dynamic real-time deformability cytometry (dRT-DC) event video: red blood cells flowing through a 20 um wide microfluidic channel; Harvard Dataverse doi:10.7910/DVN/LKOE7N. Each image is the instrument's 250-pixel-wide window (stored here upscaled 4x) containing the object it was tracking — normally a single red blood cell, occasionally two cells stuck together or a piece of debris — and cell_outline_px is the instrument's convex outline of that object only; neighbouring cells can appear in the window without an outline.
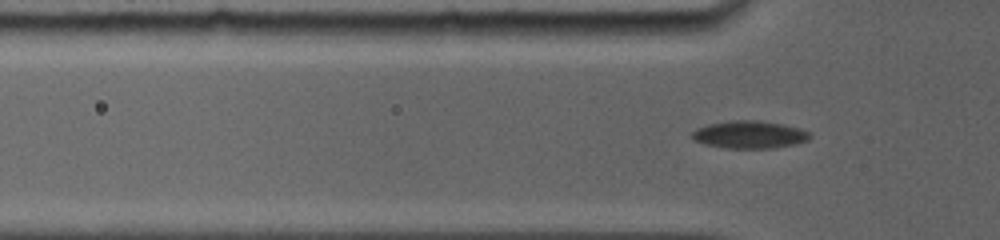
{"species": "common noctule bat (a hibernating species)", "species_latin": "Nyctalus noctula", "temperature_condition": "room temperature", "stored_images_in_passage": 69, "camera_frame_rate_fps": 5000, "um_per_image_px": 0.085, "animal": {"sex": "female", "body_mass_g": 19.0, "forearm_length_mm": 56.7}, "frame": {"image": 1, "passage_image": 16, "time_ms": 3.4, "image_size_px": [1000, 240], "cell_outline_px": [[812, 136], [808, 140], [792, 144], [768, 148], [728, 148], [704, 144], [692, 140], [692, 132], [696, 128], [708, 124], [732, 120], [760, 120], [784, 124], [800, 128], [808, 132]], "centroid_in_image_um": [63.68, 11.43], "position_along_channel_um": 62.1, "area_um2": 18.9}}
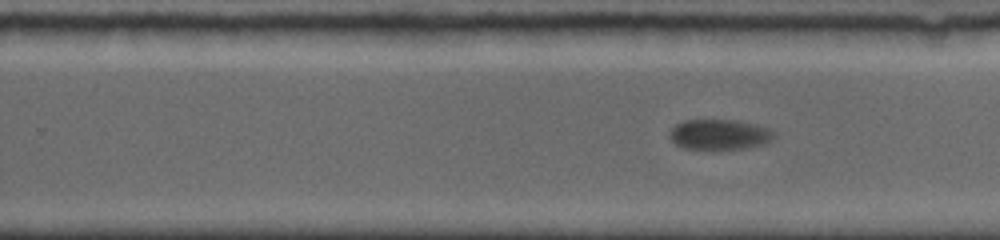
{"frame": {"image": 2, "passage_image": 41, "time_ms": 8.8, "image_size_px": [1000, 240], "cell_outline_px": [[776, 136], [772, 140], [764, 144], [740, 148], [684, 148], [676, 144], [668, 136], [668, 132], [676, 124], [684, 120], [736, 120], [756, 124], [768, 128]], "centroid_in_image_um": [61.14, 11.41], "position_along_channel_um": 268.7, "area_um2": 18.21}}
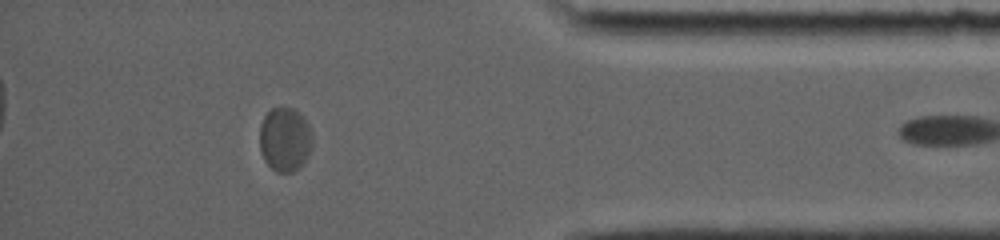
{"frame": {"image": 3, "passage_image": 67, "time_ms": 13.0, "image_size_px": [1000, 240], "cell_outline_px": [[312, 144], [308, 156], [304, 164], [300, 168], [292, 172], [276, 172], [264, 160], [260, 152], [260, 124], [264, 116], [272, 108], [292, 108], [304, 116], [312, 132]], "centroid_in_image_um": [24.23, 11.86], "position_along_channel_um": 411.0, "area_um2": 19.94}}